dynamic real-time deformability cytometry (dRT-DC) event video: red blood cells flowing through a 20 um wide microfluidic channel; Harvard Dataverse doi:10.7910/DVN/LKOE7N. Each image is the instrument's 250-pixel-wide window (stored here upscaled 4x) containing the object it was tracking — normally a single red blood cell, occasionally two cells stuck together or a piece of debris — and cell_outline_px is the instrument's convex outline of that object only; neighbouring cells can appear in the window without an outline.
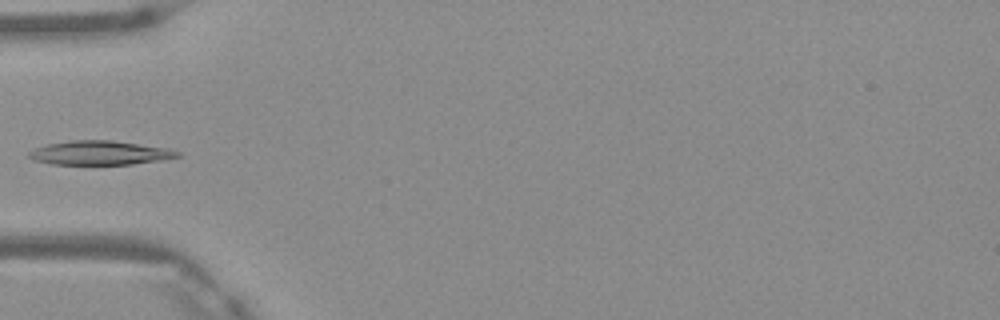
{"species": "Egyptian fruit bat (a non-hibernating species)", "species_latin": "Rousettus aegyptiacus", "temperature_condition": "warm", "stored_images_in_passage": 6, "camera_frame_rate_fps": 3000, "um_per_image_px": 0.085, "frame": {"image": 1, "passage_image": 5, "time_ms": 1.333, "image_size_px": [1000, 320], "cell_outline_px": [[184, 156], [168, 160], [132, 164], [52, 164], [32, 160], [28, 156], [28, 152], [36, 148], [48, 144], [72, 140], [112, 140], [168, 148], [180, 152]], "centroid_in_image_um": [8.57, 13.0], "position_along_channel_um": 76.4, "area_um2": 21.04}}
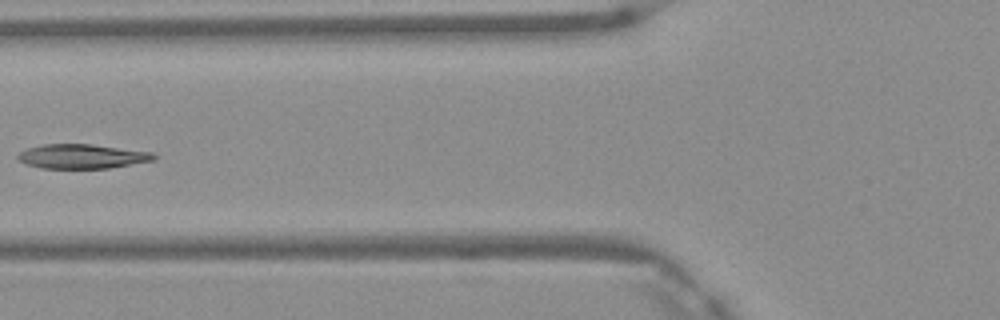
{"frame": {"image": 2, "passage_image": 6, "time_ms": 1.667, "image_size_px": [1000, 320], "cell_outline_px": [[156, 160], [108, 168], [40, 168], [28, 164], [20, 160], [16, 156], [20, 152], [28, 148], [44, 144], [92, 144], [152, 152], [156, 156]], "centroid_in_image_um": [7.0, 13.29], "position_along_channel_um": 118.8, "area_um2": 19.19}}